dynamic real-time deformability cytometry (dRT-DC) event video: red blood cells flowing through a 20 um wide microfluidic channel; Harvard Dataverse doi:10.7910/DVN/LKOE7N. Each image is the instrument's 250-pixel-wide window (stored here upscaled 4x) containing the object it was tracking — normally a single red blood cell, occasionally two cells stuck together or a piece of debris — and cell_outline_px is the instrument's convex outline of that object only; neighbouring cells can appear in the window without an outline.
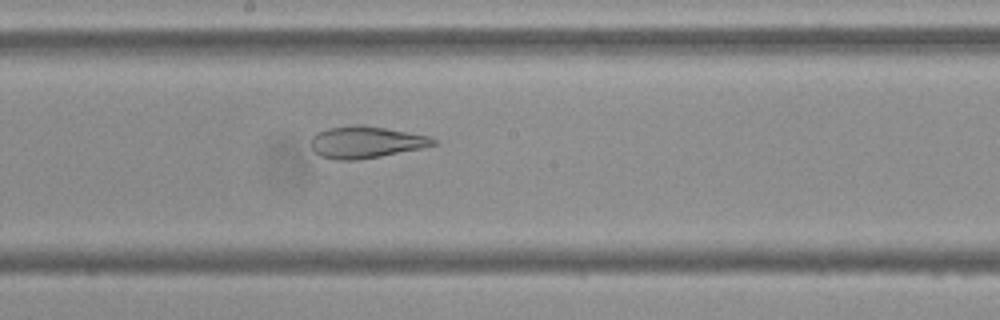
{"species": "Egyptian fruit bat (a non-hibernating species)", "species_latin": "Rousettus aegyptiacus", "temperature_condition": "cold", "stored_images_in_passage": 47, "camera_frame_rate_fps": 3000, "um_per_image_px": 0.085, "frame": {"image": 1, "passage_image": 22, "time_ms": 7.0, "image_size_px": [1000, 320], "cell_outline_px": [[436, 144], [424, 148], [380, 156], [356, 160], [336, 160], [320, 156], [312, 148], [312, 136], [316, 132], [328, 128], [352, 124], [360, 124], [384, 128], [428, 136], [436, 140]], "centroid_in_image_um": [31.07, 12.08], "position_along_channel_um": 217.1, "area_um2": 22.6}}
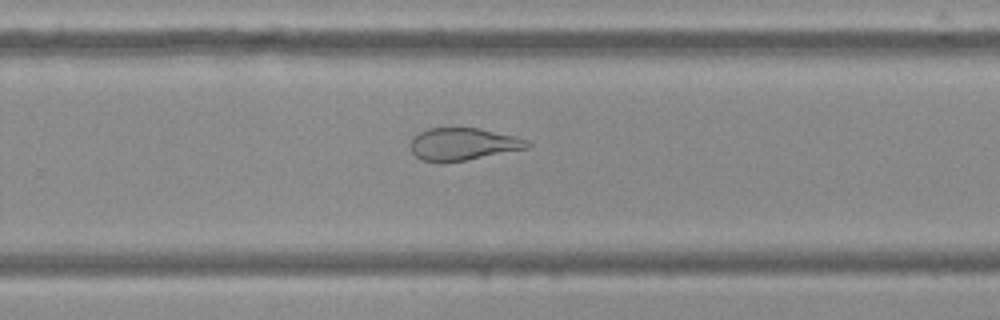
{"frame": {"image": 2, "passage_image": 28, "time_ms": 9.0, "image_size_px": [1000, 320], "cell_outline_px": [[532, 144], [528, 148], [464, 160], [420, 160], [412, 152], [412, 136], [428, 128], [476, 128], [512, 136], [528, 140]], "centroid_in_image_um": [39.36, 12.23], "position_along_channel_um": 290.4, "area_um2": 21.27}}
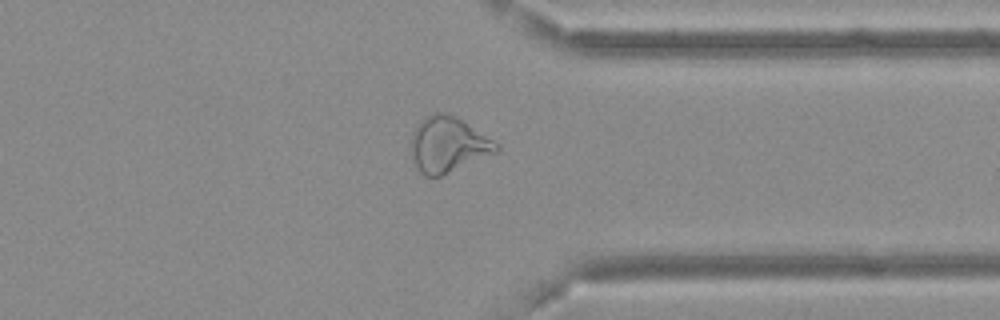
{"frame": {"image": 3, "passage_image": 35, "time_ms": 11.333, "image_size_px": [1000, 320], "cell_outline_px": [[500, 148], [496, 152], [440, 176], [424, 176], [420, 172], [412, 160], [412, 132], [420, 120], [424, 116], [436, 112], [440, 112], [456, 116], [464, 120], [500, 144]], "centroid_in_image_um": [38.08, 12.26], "position_along_channel_um": 373.3, "area_um2": 27.51}, "authors_computed_cell_mechanics": {"area_um2": 27.9174, "velocity_mm_per_s": 3.676, "shape_relaxation_time_tau1_ms": null, "shape_relaxation_time_tau2_ms": 2.8905, "deformation_change_tau1": null, "deformation_change_tau2": 0.1198}}